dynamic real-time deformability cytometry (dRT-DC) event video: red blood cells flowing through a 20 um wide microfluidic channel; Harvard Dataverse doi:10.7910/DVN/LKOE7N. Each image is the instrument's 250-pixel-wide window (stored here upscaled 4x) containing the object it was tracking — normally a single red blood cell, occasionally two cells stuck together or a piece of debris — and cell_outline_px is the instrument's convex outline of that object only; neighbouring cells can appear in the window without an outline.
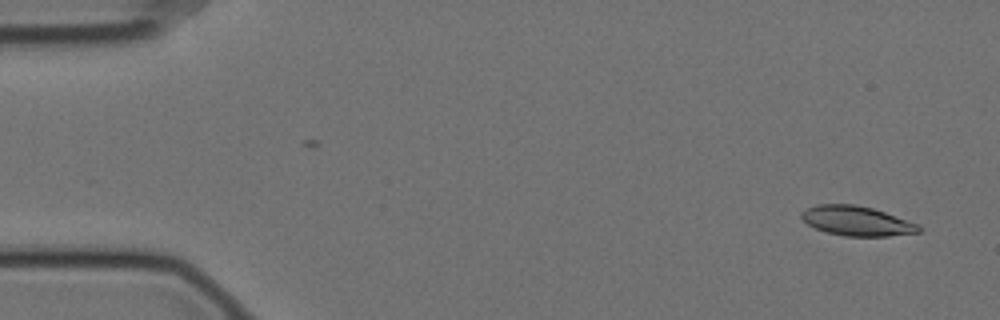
{"species": "Egyptian fruit bat (a non-hibernating species)", "species_latin": "Rousettus aegyptiacus", "temperature_condition": "cold", "stored_images_in_passage": 57, "camera_frame_rate_fps": 3000, "um_per_image_px": 0.085, "animal": {"sex": "female"}, "frame": {"image": 1, "passage_image": 3, "time_ms": 0.667, "image_size_px": [1000, 320], "cell_outline_px": [[920, 232], [888, 236], [844, 236], [828, 232], [816, 228], [808, 224], [800, 216], [800, 212], [816, 204], [856, 204], [872, 208], [884, 212], [916, 224], [920, 228]], "centroid_in_image_um": [72.77, 18.77], "position_along_channel_um": 12.2, "area_um2": 19.94}}
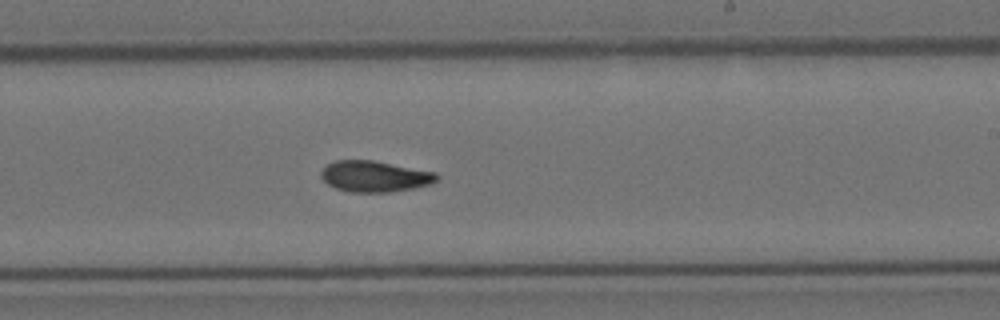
{"frame": {"image": 2, "passage_image": 34, "time_ms": 11.0, "image_size_px": [1000, 320], "cell_outline_px": [[440, 180], [432, 184], [412, 188], [388, 192], [352, 192], [336, 188], [328, 184], [320, 176], [320, 168], [336, 160], [372, 160], [436, 172], [440, 176]], "centroid_in_image_um": [31.86, 14.98], "position_along_channel_um": 257.1, "area_um2": 21.04}}
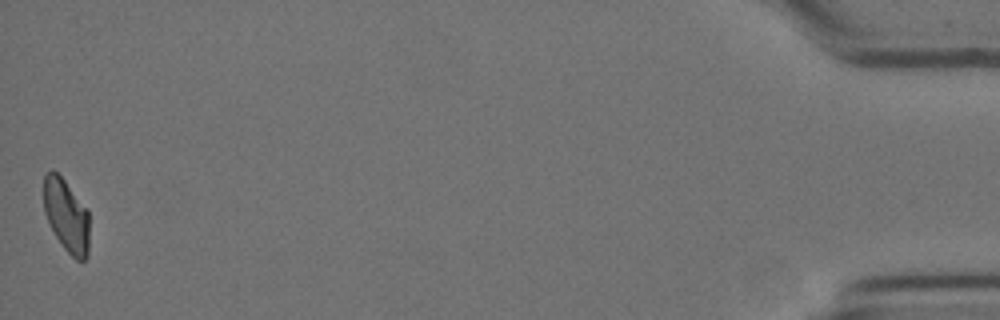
{"frame": {"image": 3, "passage_image": 57, "time_ms": 18.667, "image_size_px": [1000, 320], "cell_outline_px": [[88, 256], [84, 260], [76, 260], [64, 248], [56, 236], [44, 212], [44, 176], [52, 168], [64, 180], [88, 208]], "centroid_in_image_um": [5.65, 18.31], "position_along_channel_um": 429.5, "area_um2": 19.25}, "authors_computed_cell_mechanics": {"area_um2": 20.9236, "velocity_mm_per_s": 3.5027, "shape_relaxation_time_tau1_ms": 10.1129, "shape_relaxation_time_tau2_ms": 4.1619, "deformation_change_tau1": 0.1993, "deformation_change_tau2": 0.0925}}